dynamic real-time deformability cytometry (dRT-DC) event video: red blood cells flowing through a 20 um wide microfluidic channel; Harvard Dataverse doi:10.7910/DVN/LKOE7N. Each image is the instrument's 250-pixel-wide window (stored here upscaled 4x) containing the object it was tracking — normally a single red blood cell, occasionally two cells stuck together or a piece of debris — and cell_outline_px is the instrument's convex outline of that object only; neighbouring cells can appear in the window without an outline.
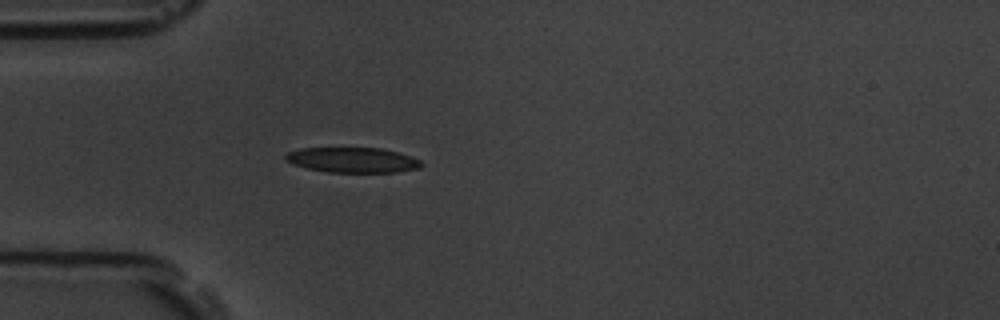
{"species": "common noctule bat (a hibernating species)", "species_latin": "Nyctalus noctula", "temperature_condition": "room temperature", "stored_images_in_passage": 3, "camera_frame_rate_fps": 3000, "um_per_image_px": 0.085, "animal": {"sex": "male", "body_mass_g": 19.5, "forearm_length_mm": 54.6}, "frame": {"image": 1, "passage_image": 3, "time_ms": 3.0, "image_size_px": [1000, 320], "cell_outline_px": [[424, 164], [420, 168], [396, 172], [328, 172], [304, 168], [292, 164], [284, 160], [284, 156], [288, 152], [300, 148], [380, 148], [396, 152], [420, 160]], "centroid_in_image_um": [29.92, 13.6], "position_along_channel_um": 55.1, "area_um2": 19.94}}